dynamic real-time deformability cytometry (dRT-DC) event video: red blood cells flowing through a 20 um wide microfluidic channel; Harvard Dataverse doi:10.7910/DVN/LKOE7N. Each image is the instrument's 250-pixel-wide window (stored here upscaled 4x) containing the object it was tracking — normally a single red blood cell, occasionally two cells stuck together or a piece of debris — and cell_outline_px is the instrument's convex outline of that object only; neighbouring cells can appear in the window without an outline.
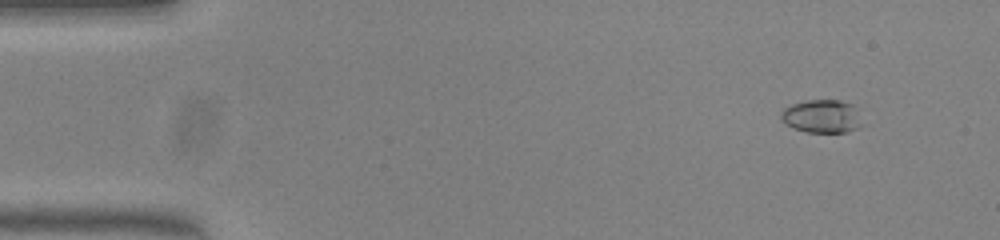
{"species": "common noctule bat (a hibernating species)", "species_latin": "Nyctalus noctula", "temperature_condition": "warm", "stored_images_in_passage": 51, "camera_frame_rate_fps": 3000, "um_per_image_px": 0.085, "animal": {"sex": "female", "body_mass_g": 23.0, "forearm_length_mm": 53.4}, "frame": {"image": 1, "passage_image": 4, "time_ms": 1.0, "image_size_px": [1000, 240], "cell_outline_px": [[860, 124], [856, 128], [848, 132], [808, 132], [792, 128], [780, 116], [784, 108], [792, 104], [808, 100], [840, 100], [852, 104]], "centroid_in_image_um": [69.81, 9.88], "position_along_channel_um": 15.2, "area_um2": 15.2}}
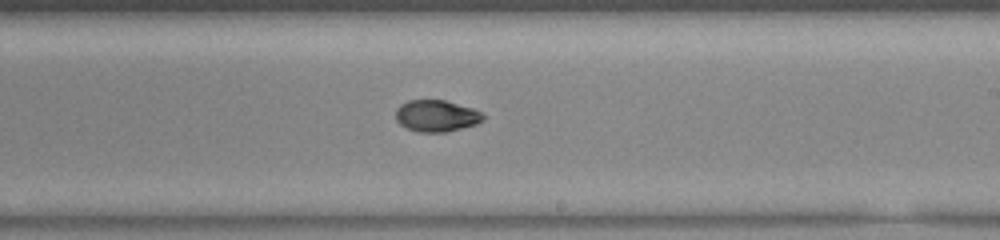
{"frame": {"image": 2, "passage_image": 30, "time_ms": 9.667, "image_size_px": [1000, 240], "cell_outline_px": [[484, 120], [476, 124], [444, 132], [420, 132], [408, 128], [400, 124], [396, 120], [396, 108], [400, 104], [408, 100], [444, 100], [472, 108], [480, 112], [484, 116]], "centroid_in_image_um": [37.07, 9.84], "position_along_channel_um": 251.9, "area_um2": 15.95}}
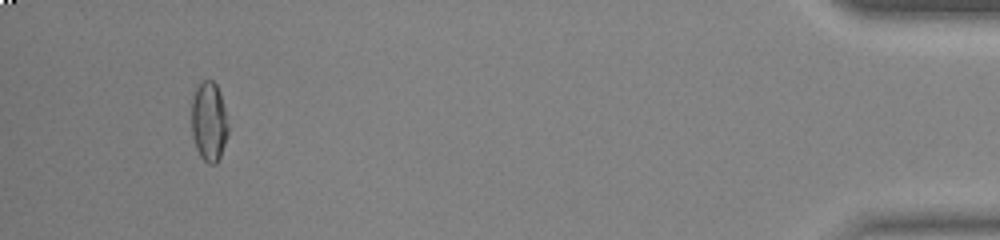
{"frame": {"image": 3, "passage_image": 48, "time_ms": 15.667, "image_size_px": [1000, 240], "cell_outline_px": [[228, 132], [220, 156], [216, 164], [208, 164], [200, 156], [196, 148], [192, 132], [192, 96], [200, 80], [212, 80], [216, 84], [220, 92], [224, 108], [228, 128]], "centroid_in_image_um": [17.74, 10.31], "position_along_channel_um": 417.5, "area_um2": 16.88}, "authors_computed_cell_mechanics": {"area_um2": 16.2996, "velocity_mm_per_s": 4.0042, "shape_relaxation_time_tau1_ms": null, "shape_relaxation_time_tau2_ms": 2.2199, "deformation_change_tau1": null, "deformation_change_tau2": 0.0548}}